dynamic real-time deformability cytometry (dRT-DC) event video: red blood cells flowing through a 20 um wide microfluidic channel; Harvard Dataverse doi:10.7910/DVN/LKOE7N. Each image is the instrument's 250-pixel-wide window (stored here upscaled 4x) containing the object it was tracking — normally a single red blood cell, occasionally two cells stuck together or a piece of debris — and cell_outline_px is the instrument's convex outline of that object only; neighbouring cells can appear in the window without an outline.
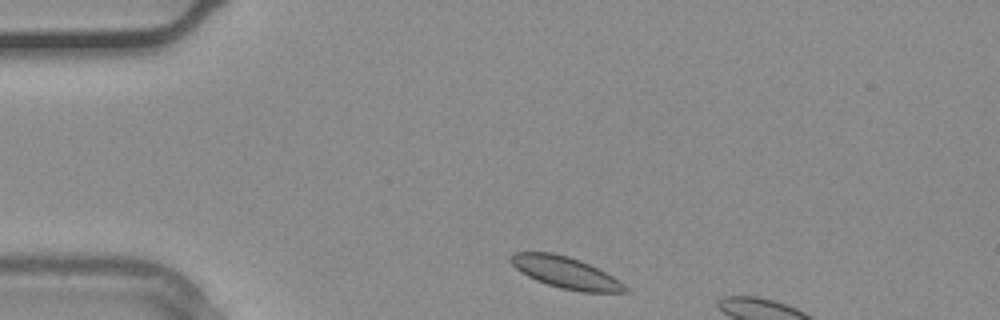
{"species": "common noctule bat (a hibernating species)", "species_latin": "Nyctalus noctula", "temperature_condition": "warm", "stored_images_in_passage": 3, "camera_frame_rate_fps": 3000, "um_per_image_px": 0.085, "animal": {"sex": "male", "body_mass_g": 20.4}, "frame": {"image": 1, "passage_image": 1, "time_ms": 0.0, "image_size_px": [1000, 320], "cell_outline_px": [[628, 292], [580, 292], [560, 288], [536, 280], [528, 276], [516, 268], [508, 260], [516, 252], [552, 252], [568, 256], [580, 260], [612, 276], [624, 284], [628, 288]], "centroid_in_image_um": [48.08, 23.17], "position_along_channel_um": 36.9, "area_um2": 20.75}}